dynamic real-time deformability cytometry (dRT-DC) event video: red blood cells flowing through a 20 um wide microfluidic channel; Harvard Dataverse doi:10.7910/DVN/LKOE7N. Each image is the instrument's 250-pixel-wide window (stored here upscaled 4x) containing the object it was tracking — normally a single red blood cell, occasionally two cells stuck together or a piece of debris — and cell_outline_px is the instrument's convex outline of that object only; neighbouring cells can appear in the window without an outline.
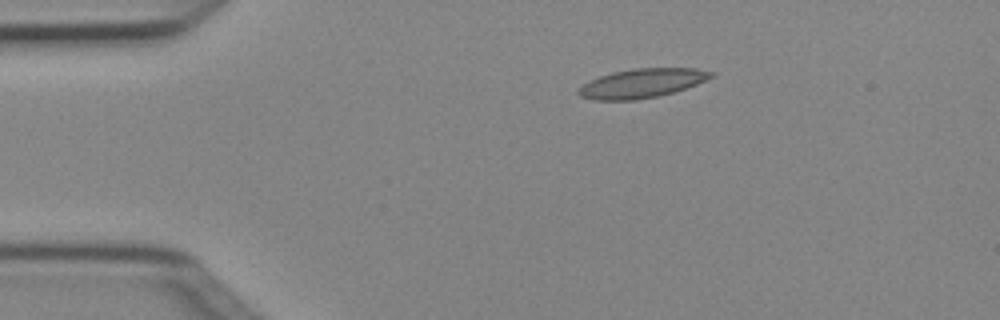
{"species": "Egyptian fruit bat (a non-hibernating species)", "species_latin": "Rousettus aegyptiacus", "temperature_condition": "cold", "stored_images_in_passage": 4, "camera_frame_rate_fps": 3000, "um_per_image_px": 0.085, "animal": {"sex": "female"}, "frame": {"image": 1, "passage_image": 1, "time_ms": 0.0, "image_size_px": [1000, 320], "cell_outline_px": [[716, 76], [696, 84], [672, 92], [656, 96], [636, 100], [592, 100], [580, 96], [576, 92], [588, 80], [612, 72], [632, 68], [696, 68], [716, 72]], "centroid_in_image_um": [54.56, 7.06], "position_along_channel_um": 30.4, "area_um2": 22.54}}
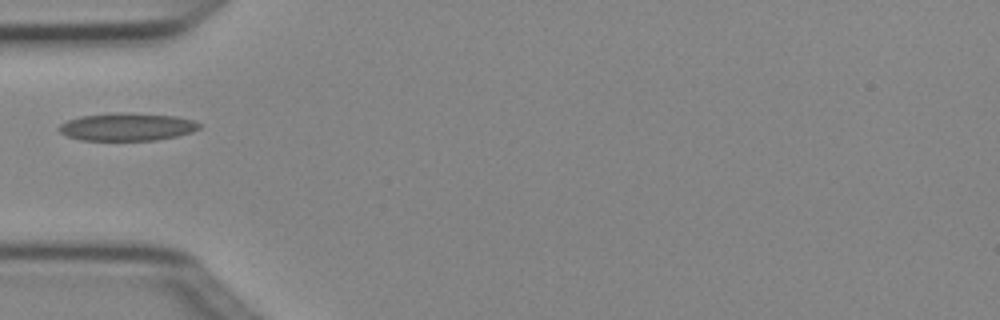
{"frame": {"image": 2, "passage_image": 3, "time_ms": 0.667, "image_size_px": [1000, 320], "cell_outline_px": [[200, 128], [192, 132], [176, 136], [156, 140], [80, 140], [68, 136], [60, 132], [56, 128], [60, 124], [68, 120], [80, 116], [116, 112], [120, 112], [176, 116], [192, 120], [200, 124]], "centroid_in_image_um": [10.77, 10.78], "position_along_channel_um": 74.2, "area_um2": 22.66}}
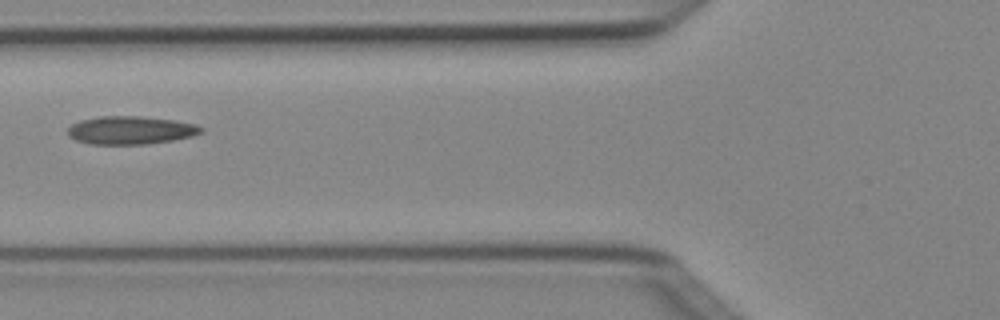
{"frame": {"image": 3, "passage_image": 4, "time_ms": 1.0, "image_size_px": [1000, 320], "cell_outline_px": [[204, 132], [192, 136], [172, 140], [148, 144], [88, 144], [76, 140], [68, 136], [68, 128], [72, 124], [80, 120], [100, 116], [140, 116], [172, 120], [196, 124], [204, 128]], "centroid_in_image_um": [11.1, 11.07], "position_along_channel_um": 114.7, "area_um2": 21.91}}